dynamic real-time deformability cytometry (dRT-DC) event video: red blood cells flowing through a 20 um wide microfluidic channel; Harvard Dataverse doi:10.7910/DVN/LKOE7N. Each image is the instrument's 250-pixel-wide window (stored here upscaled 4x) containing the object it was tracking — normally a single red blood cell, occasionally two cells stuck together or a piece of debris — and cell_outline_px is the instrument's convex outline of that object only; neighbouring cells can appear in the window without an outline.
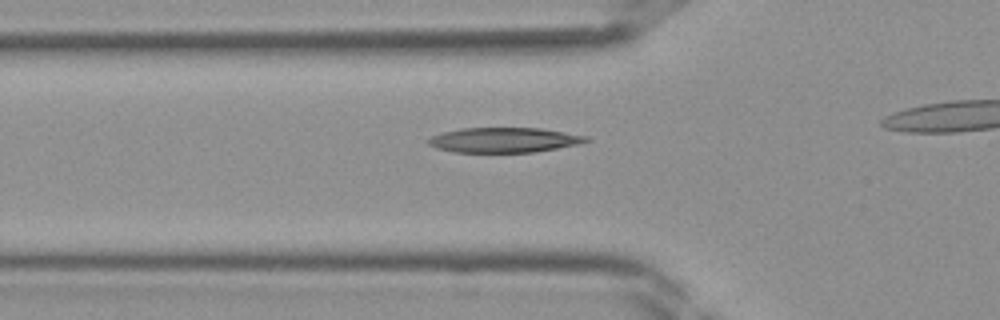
{"species": "Egyptian fruit bat (a non-hibernating species)", "species_latin": "Rousettus aegyptiacus", "temperature_condition": "room temperature", "stored_images_in_passage": 24, "camera_frame_rate_fps": 3000, "um_per_image_px": 0.085, "frame": {"image": 1, "passage_image": 10, "time_ms": 3.0, "image_size_px": [1000, 320], "cell_outline_px": [[592, 140], [576, 144], [556, 148], [532, 152], [452, 152], [436, 148], [428, 144], [428, 140], [432, 136], [444, 132], [464, 128], [540, 128], [588, 136]], "centroid_in_image_um": [42.84, 11.9], "position_along_channel_um": 83.0, "area_um2": 22.72}}
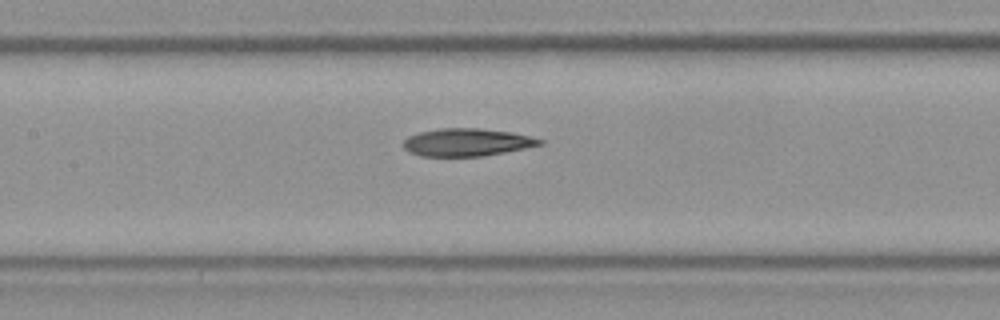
{"frame": {"image": 2, "passage_image": 15, "time_ms": 4.667, "image_size_px": [1000, 320], "cell_outline_px": [[544, 144], [484, 156], [420, 156], [408, 152], [404, 148], [404, 140], [408, 136], [420, 132], [440, 128], [480, 128], [512, 132], [544, 140]], "centroid_in_image_um": [39.67, 12.09], "position_along_channel_um": 167.7, "area_um2": 21.96}}
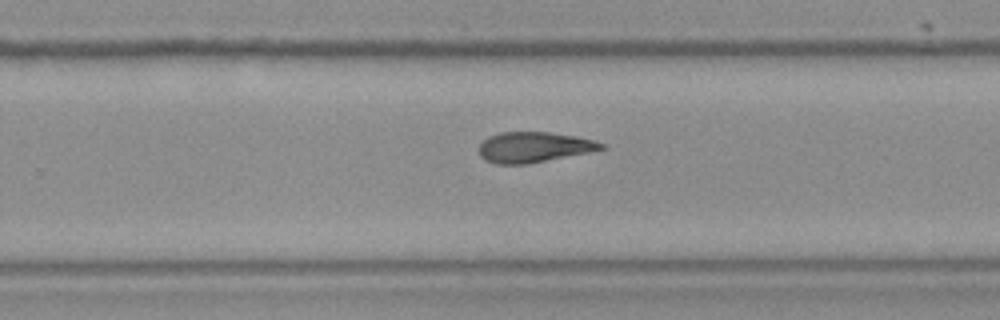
{"frame": {"image": 3, "passage_image": 22, "time_ms": 7.0, "image_size_px": [1000, 320], "cell_outline_px": [[608, 148], [528, 164], [496, 164], [484, 160], [480, 156], [480, 144], [488, 136], [500, 132], [548, 132], [576, 136], [592, 140], [604, 144]], "centroid_in_image_um": [45.36, 12.51], "position_along_channel_um": 284.4, "area_um2": 21.62}}